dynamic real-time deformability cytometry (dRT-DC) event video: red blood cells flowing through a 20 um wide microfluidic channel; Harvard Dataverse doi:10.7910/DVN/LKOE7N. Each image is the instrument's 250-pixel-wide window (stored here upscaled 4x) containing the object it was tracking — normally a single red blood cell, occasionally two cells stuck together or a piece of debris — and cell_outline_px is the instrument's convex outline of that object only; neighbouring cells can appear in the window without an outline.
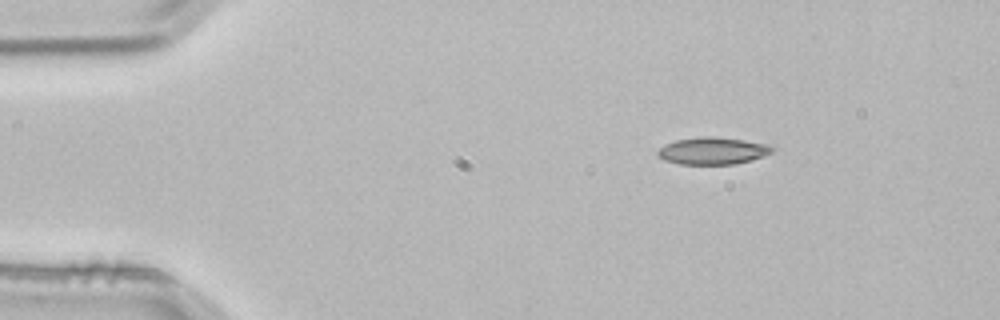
{"species": "common noctule bat (a hibernating species)", "species_latin": "Nyctalus noctula", "temperature_condition": "room temperature", "stored_images_in_passage": 3, "camera_frame_rate_fps": 3000, "um_per_image_px": 0.085, "animal": {"sex": "male", "body_mass_g": 21.5, "forearm_length_mm": 52.0}, "frame": {"image": 1, "passage_image": 1, "time_ms": 0.0, "image_size_px": [1000, 320], "cell_outline_px": [[776, 148], [772, 152], [764, 156], [752, 160], [736, 164], [680, 164], [664, 160], [656, 152], [664, 144], [676, 140], [700, 136], [712, 136], [744, 140], [768, 144]], "centroid_in_image_um": [60.6, 12.81], "position_along_channel_um": 24.4, "area_um2": 18.21}}